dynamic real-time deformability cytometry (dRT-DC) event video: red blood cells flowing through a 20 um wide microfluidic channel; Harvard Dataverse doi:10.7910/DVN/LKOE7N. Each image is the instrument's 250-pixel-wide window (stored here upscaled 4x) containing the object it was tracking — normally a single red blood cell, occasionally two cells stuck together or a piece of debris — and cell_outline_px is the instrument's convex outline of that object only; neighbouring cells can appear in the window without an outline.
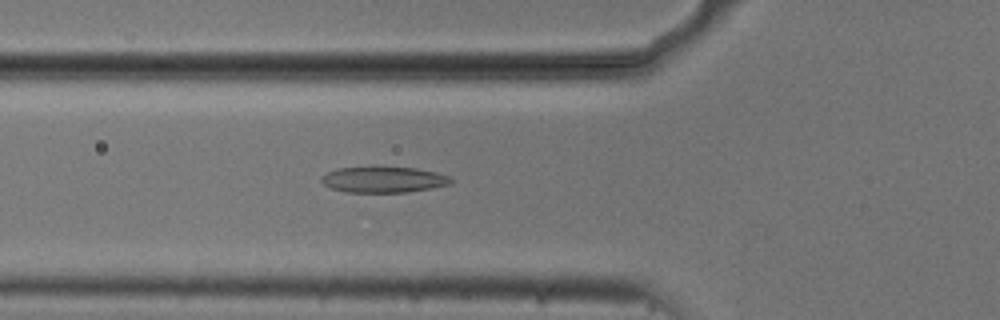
{"species": "common noctule bat (a hibernating species)", "species_latin": "Nyctalus noctula", "temperature_condition": "cold", "stored_images_in_passage": 39, "camera_frame_rate_fps": 3000, "um_per_image_px": 0.085, "animal": {"sex": "male", "body_mass_g": 20.5, "forearm_length_mm": 52.5}, "frame": {"image": 1, "passage_image": 9, "time_ms": 2.667, "image_size_px": [1000, 320], "cell_outline_px": [[456, 180], [452, 184], [408, 192], [348, 192], [332, 188], [324, 184], [320, 180], [320, 176], [336, 168], [416, 168], [436, 172], [452, 176]], "centroid_in_image_um": [32.67, 15.27], "position_along_channel_um": 93.1, "area_um2": 19.42}}
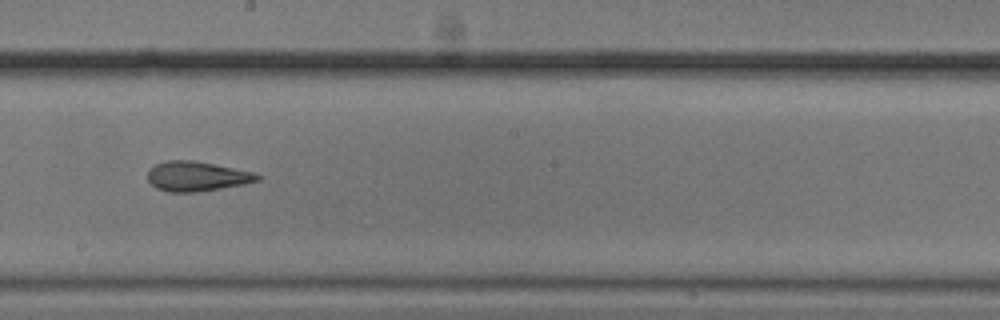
{"frame": {"image": 2, "passage_image": 20, "time_ms": 6.333, "image_size_px": [1000, 320], "cell_outline_px": [[260, 180], [244, 184], [196, 192], [168, 192], [156, 188], [148, 180], [148, 168], [164, 160], [192, 160], [216, 164], [256, 172], [260, 176]], "centroid_in_image_um": [16.72, 14.97], "position_along_channel_um": 231.5, "area_um2": 19.19}}
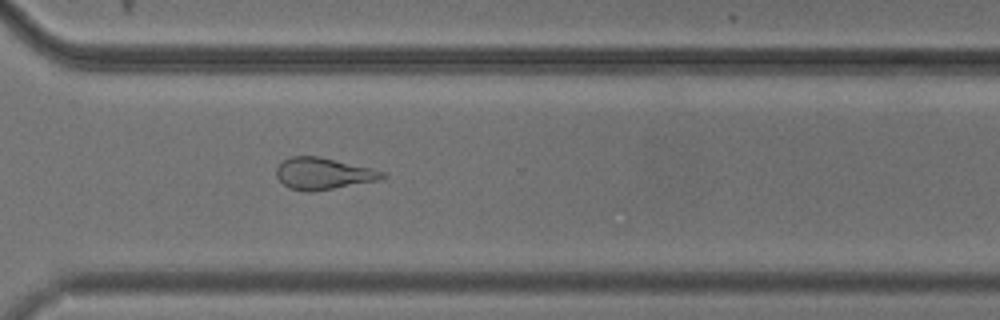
{"frame": {"image": 3, "passage_image": 29, "time_ms": 9.333, "image_size_px": [1000, 320], "cell_outline_px": [[388, 176], [380, 180], [312, 192], [304, 192], [288, 188], [276, 176], [276, 168], [284, 160], [292, 156], [320, 156], [372, 168], [384, 172]], "centroid_in_image_um": [27.49, 14.76], "position_along_channel_um": 343.1, "area_um2": 19.71}, "authors_computed_cell_mechanics": {"area_um2": 19.7098, "velocity_mm_per_s": 3.738, "shape_relaxation_time_tau1_ms": 3.7609, "shape_relaxation_time_tau2_ms": 2.1426, "deformation_change_tau1": 0.1375, "deformation_change_tau2": 0.1154}}